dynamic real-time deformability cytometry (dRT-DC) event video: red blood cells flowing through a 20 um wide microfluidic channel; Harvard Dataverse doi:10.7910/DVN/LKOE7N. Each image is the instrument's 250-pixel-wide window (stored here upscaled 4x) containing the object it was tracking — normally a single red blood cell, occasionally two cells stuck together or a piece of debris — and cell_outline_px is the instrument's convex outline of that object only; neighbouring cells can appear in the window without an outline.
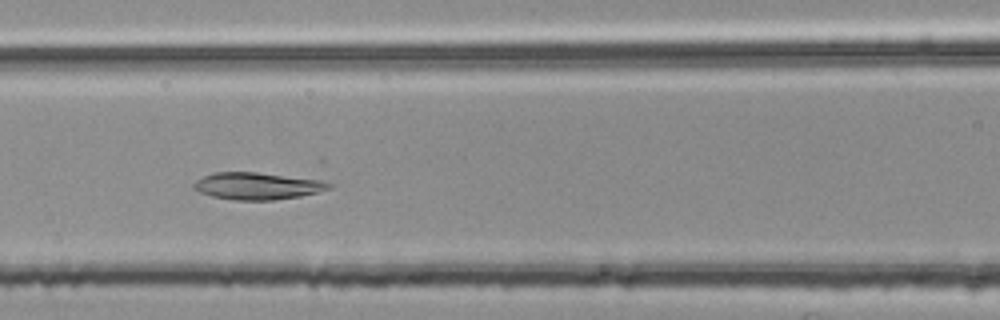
{"species": "common noctule bat (a hibernating species)", "species_latin": "Nyctalus noctula", "temperature_condition": "room temperature", "stored_images_in_passage": 39, "camera_frame_rate_fps": 3000, "um_per_image_px": 0.085, "animal": {"sex": "female", "body_mass_g": 25.1}, "frame": {"image": 1, "passage_image": 15, "time_ms": 4.667, "image_size_px": [1000, 320], "cell_outline_px": [[332, 188], [320, 192], [300, 196], [272, 200], [236, 200], [212, 196], [200, 192], [192, 188], [192, 184], [196, 180], [204, 176], [216, 172], [256, 172], [324, 180], [332, 184]], "centroid_in_image_um": [21.9, 15.8], "position_along_channel_um": 144.7, "area_um2": 21.39}}
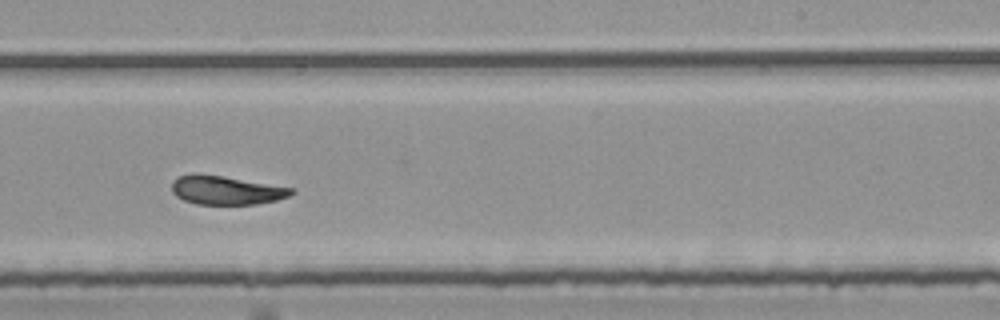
{"frame": {"image": 2, "passage_image": 25, "time_ms": 8.0, "image_size_px": [1000, 320], "cell_outline_px": [[296, 192], [288, 196], [276, 200], [256, 204], [196, 204], [184, 200], [176, 196], [172, 192], [172, 180], [176, 176], [196, 172], [224, 176], [296, 188]], "centroid_in_image_um": [19.2, 16.14], "position_along_channel_um": 269.8, "area_um2": 20.4}}
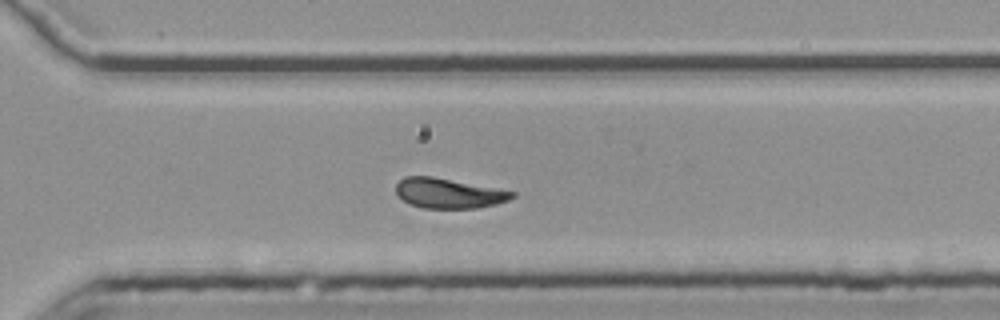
{"frame": {"image": 3, "passage_image": 30, "time_ms": 9.667, "image_size_px": [1000, 320], "cell_outline_px": [[516, 196], [508, 200], [496, 204], [476, 208], [424, 208], [408, 204], [396, 192], [396, 184], [404, 176], [432, 176], [516, 192]], "centroid_in_image_um": [38.12, 16.43], "position_along_channel_um": 332.5, "area_um2": 20.17}}